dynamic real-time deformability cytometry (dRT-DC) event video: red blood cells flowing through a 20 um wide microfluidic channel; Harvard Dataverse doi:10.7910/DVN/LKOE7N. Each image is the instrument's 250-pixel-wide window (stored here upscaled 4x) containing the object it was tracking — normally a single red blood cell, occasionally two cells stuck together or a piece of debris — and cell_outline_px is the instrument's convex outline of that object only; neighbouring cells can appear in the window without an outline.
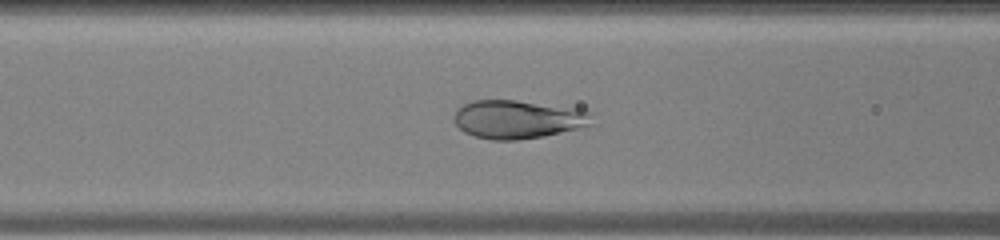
{"species": "human", "species_latin": "Homo sapiens", "temperature_condition": "warm", "stored_images_in_passage": 30, "camera_frame_rate_fps": 3000, "um_per_image_px": 0.085, "donor": {"sex": "male"}, "frame": {"image": 1, "passage_image": 4, "time_ms": 1.0, "image_size_px": [1000, 240], "cell_outline_px": [[568, 128], [556, 132], [536, 136], [504, 140], [476, 136], [460, 128], [456, 120], [456, 116], [460, 108], [468, 104], [480, 100], [508, 100], [548, 108], [564, 112]], "centroid_in_image_um": [43.28, 10.18], "position_along_channel_um": 123.3, "area_um2": 24.62}}
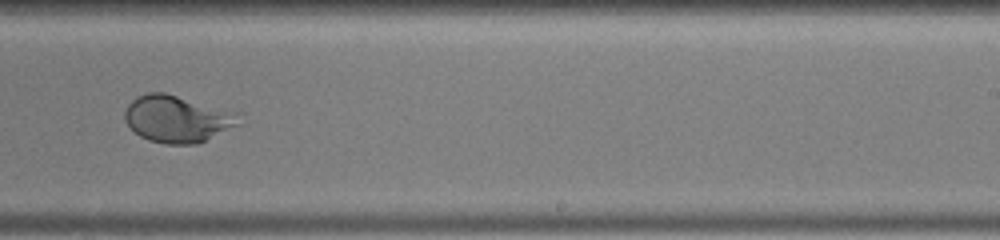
{"frame": {"image": 2, "passage_image": 14, "time_ms": 4.333, "image_size_px": [1000, 240], "cell_outline_px": [[216, 128], [204, 140], [184, 144], [172, 144], [152, 140], [136, 132], [128, 124], [128, 108], [140, 96], [156, 92], [160, 92], [172, 96], [180, 100], [204, 116]], "centroid_in_image_um": [14.27, 10.19], "position_along_channel_um": 274.7, "area_um2": 22.77}}
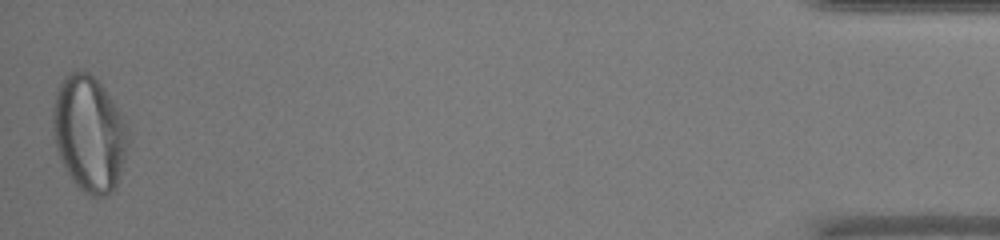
{"frame": {"image": 3, "passage_image": 30, "time_ms": 9.667, "image_size_px": [1000, 240], "cell_outline_px": [[112, 180], [108, 188], [88, 188], [72, 172], [64, 156], [60, 144], [56, 120], [60, 96], [68, 80], [76, 76], [88, 76], [92, 80], [100, 92], [112, 124]], "centroid_in_image_um": [7.29, 11.26], "position_along_channel_um": 427.9, "area_um2": 35.03}}